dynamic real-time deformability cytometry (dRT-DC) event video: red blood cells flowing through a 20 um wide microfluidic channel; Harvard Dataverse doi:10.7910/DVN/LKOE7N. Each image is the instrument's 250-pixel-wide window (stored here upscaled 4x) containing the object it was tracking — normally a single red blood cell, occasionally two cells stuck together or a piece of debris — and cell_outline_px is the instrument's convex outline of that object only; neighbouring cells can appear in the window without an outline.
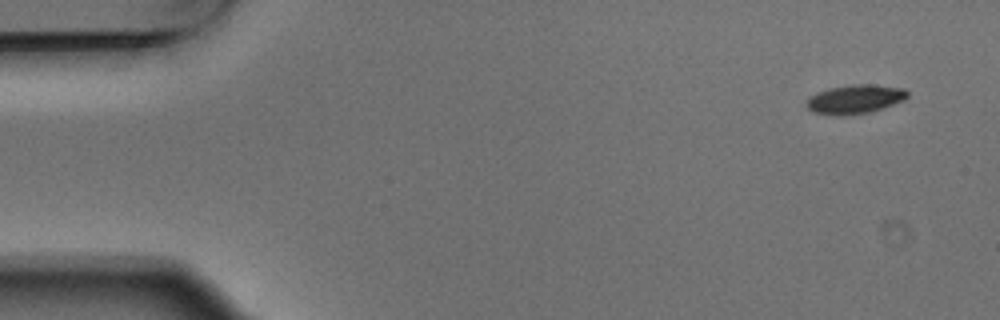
{"species": "Egyptian fruit bat (a non-hibernating species)", "species_latin": "Rousettus aegyptiacus", "temperature_condition": "warm", "stored_images_in_passage": 4, "camera_frame_rate_fps": 3000, "um_per_image_px": 0.085, "animal": {"sex": "male"}, "frame": {"image": 1, "passage_image": 1, "time_ms": 0.0, "image_size_px": [1000, 320], "cell_outline_px": [[908, 96], [904, 100], [868, 112], [812, 112], [804, 104], [804, 100], [808, 96], [816, 92], [828, 88], [852, 84], [872, 84], [904, 88], [908, 92]], "centroid_in_image_um": [72.66, 8.35], "position_along_channel_um": 12.3, "area_um2": 16.36}}
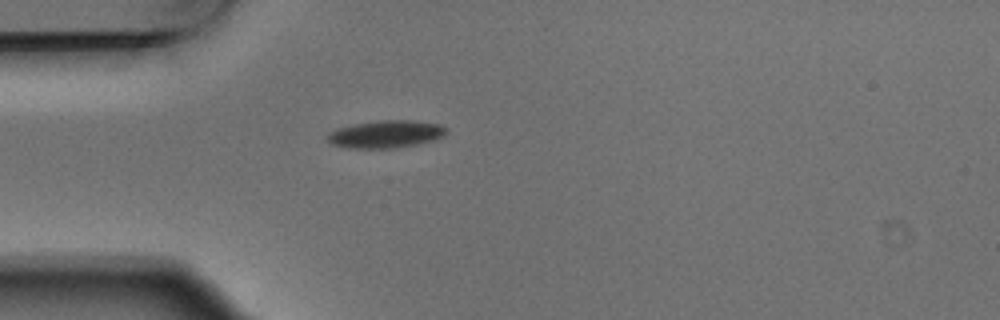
{"frame": {"image": 2, "passage_image": 4, "time_ms": 1.0, "image_size_px": [1000, 320], "cell_outline_px": [[448, 132], [444, 136], [432, 140], [416, 144], [396, 148], [348, 148], [332, 144], [328, 140], [328, 132], [352, 124], [380, 120], [408, 120], [440, 124]], "centroid_in_image_um": [32.79, 11.4], "position_along_channel_um": 52.2, "area_um2": 18.9}}